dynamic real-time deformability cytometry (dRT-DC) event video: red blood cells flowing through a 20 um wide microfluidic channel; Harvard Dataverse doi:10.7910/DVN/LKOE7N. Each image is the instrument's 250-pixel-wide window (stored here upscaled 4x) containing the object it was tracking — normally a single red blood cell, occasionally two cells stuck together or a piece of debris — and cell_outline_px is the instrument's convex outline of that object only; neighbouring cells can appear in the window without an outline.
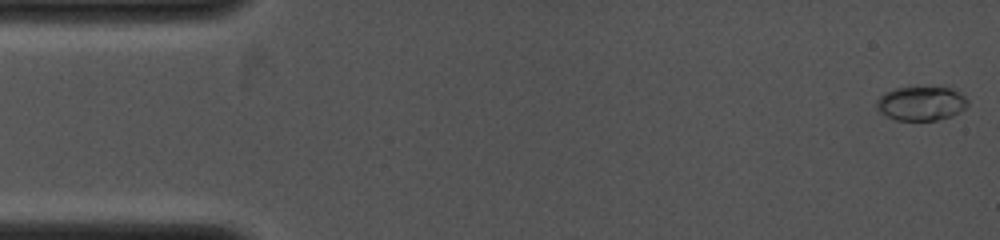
{"species": "common noctule bat (a hibernating species)", "species_latin": "Nyctalus noctula", "temperature_condition": "cold", "stored_images_in_passage": 49, "camera_frame_rate_fps": 4000, "um_per_image_px": 0.085, "animal": {"sex": "female", "body_mass_g": 19.0, "forearm_length_mm": 53.3}, "frame": {"image": 1, "passage_image": 1, "time_ms": 0.0, "image_size_px": [1000, 240], "cell_outline_px": [[968, 104], [964, 108], [952, 116], [936, 120], [896, 120], [880, 112], [876, 108], [876, 100], [884, 92], [896, 88], [952, 88], [964, 96], [968, 100]], "centroid_in_image_um": [78.28, 8.8], "position_along_channel_um": 6.7, "area_um2": 17.92}}
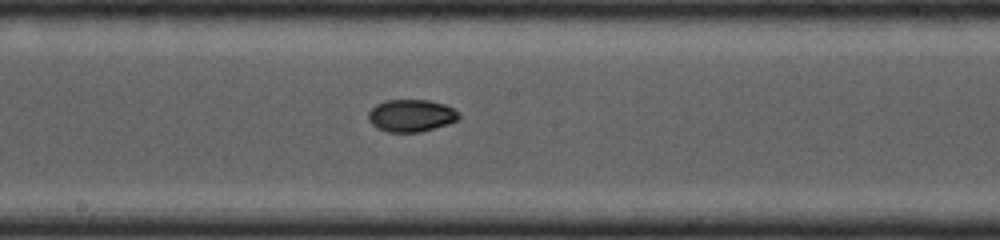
{"frame": {"image": 2, "passage_image": 25, "time_ms": 6.75, "image_size_px": [1000, 240], "cell_outline_px": [[460, 116], [456, 120], [448, 124], [420, 132], [388, 132], [376, 128], [368, 120], [368, 112], [376, 104], [388, 100], [428, 100], [444, 104], [452, 108]], "centroid_in_image_um": [34.91, 9.83], "position_along_channel_um": 213.3, "area_um2": 16.94}}
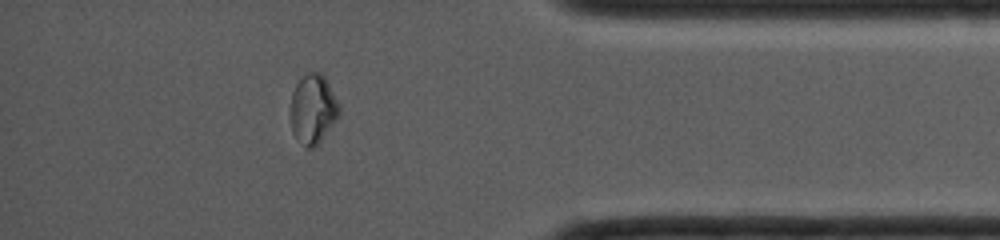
{"frame": {"image": 3, "passage_image": 43, "time_ms": 11.0, "image_size_px": [1000, 240], "cell_outline_px": [[340, 112], [336, 120], [320, 140], [312, 148], [308, 148], [292, 132], [288, 112], [292, 92], [296, 84], [308, 72], [320, 72], [324, 76], [340, 108]], "centroid_in_image_um": [26.55, 9.25], "position_along_channel_um": 408.6, "area_um2": 19.42}}